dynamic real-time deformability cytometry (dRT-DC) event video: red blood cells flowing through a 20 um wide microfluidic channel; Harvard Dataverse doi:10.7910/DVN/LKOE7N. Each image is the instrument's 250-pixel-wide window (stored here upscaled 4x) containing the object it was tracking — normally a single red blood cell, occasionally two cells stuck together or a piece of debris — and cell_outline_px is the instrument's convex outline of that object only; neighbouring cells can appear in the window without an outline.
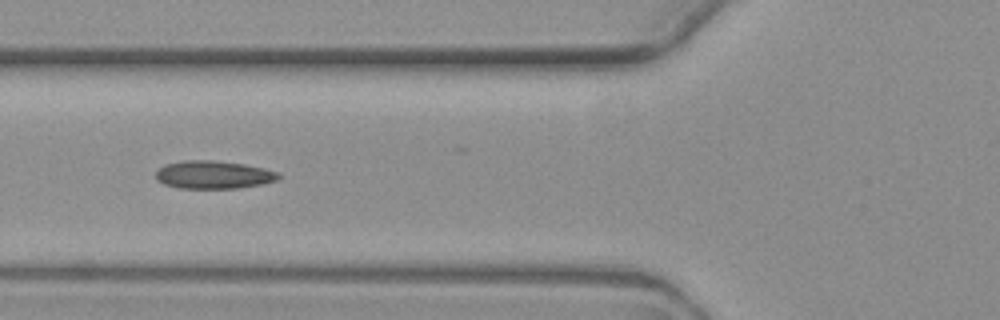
{"species": "common noctule bat (a hibernating species)", "species_latin": "Nyctalus noctula", "temperature_condition": "warm", "stored_images_in_passage": 6, "camera_frame_rate_fps": 3000, "um_per_image_px": 0.085, "animal": {"sex": "female", "body_mass_g": 19.3, "forearm_length_mm": 54.1}, "frame": {"image": 1, "passage_image": 6, "time_ms": 6.0, "image_size_px": [1000, 320], "cell_outline_px": [[280, 176], [276, 180], [264, 184], [240, 188], [180, 188], [164, 184], [156, 180], [156, 172], [164, 164], [184, 160], [212, 160], [244, 164], [264, 168], [280, 172]], "centroid_in_image_um": [18.16, 14.85], "position_along_channel_um": 107.6, "area_um2": 20.11}}